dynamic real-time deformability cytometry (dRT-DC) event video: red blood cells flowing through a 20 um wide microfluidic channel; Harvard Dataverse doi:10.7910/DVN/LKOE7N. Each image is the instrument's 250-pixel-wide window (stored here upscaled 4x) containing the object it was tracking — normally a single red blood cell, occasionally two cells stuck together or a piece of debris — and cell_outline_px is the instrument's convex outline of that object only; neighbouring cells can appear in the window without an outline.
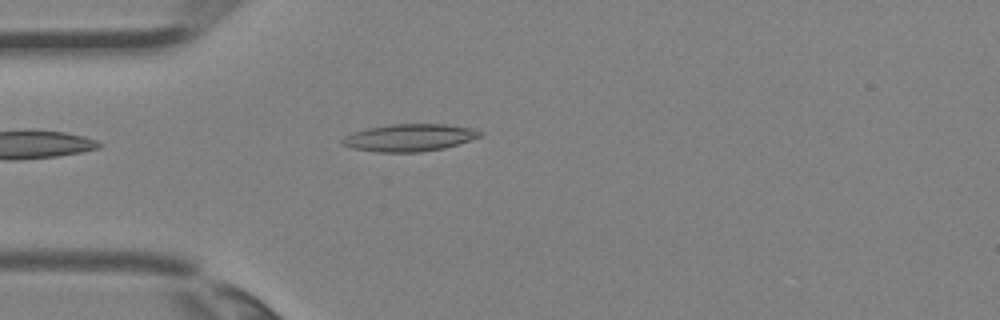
{"species": "Egyptian fruit bat (a non-hibernating species)", "species_latin": "Rousettus aegyptiacus", "temperature_condition": "room temperature", "stored_images_in_passage": 3, "camera_frame_rate_fps": 3000, "um_per_image_px": 0.085, "animal": {"sex": "female"}, "frame": {"image": 1, "passage_image": 3, "time_ms": 0.667, "image_size_px": [1000, 320], "cell_outline_px": [[484, 132], [480, 136], [444, 148], [420, 152], [376, 152], [352, 148], [340, 144], [340, 140], [344, 136], [368, 128], [392, 124], [444, 124], [476, 128]], "centroid_in_image_um": [34.79, 11.7], "position_along_channel_um": 50.2, "area_um2": 21.85}}